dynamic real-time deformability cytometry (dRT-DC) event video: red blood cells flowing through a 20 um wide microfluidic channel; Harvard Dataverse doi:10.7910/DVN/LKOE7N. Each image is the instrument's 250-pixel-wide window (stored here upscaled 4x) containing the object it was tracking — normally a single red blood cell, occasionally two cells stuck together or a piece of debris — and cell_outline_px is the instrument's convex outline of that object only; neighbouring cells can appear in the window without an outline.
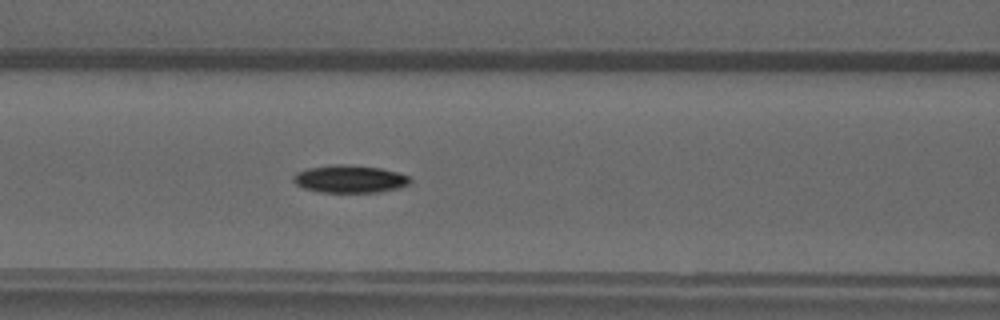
{"species": "common noctule bat (a hibernating species)", "species_latin": "Nyctalus noctula", "temperature_condition": "warm", "stored_images_in_passage": 5, "camera_frame_rate_fps": 3000, "um_per_image_px": 0.085, "animal": {"sex": "male", "forearm_length_mm": 52.5}, "frame": {"image": 1, "passage_image": 5, "time_ms": 5.667, "image_size_px": [1000, 320], "cell_outline_px": [[412, 180], [408, 184], [400, 188], [376, 192], [320, 192], [304, 188], [296, 184], [292, 180], [292, 176], [296, 172], [308, 168], [332, 164], [344, 164], [380, 168], [396, 172], [408, 176]], "centroid_in_image_um": [29.7, 15.21], "position_along_channel_um": 136.9, "area_um2": 18.79}}